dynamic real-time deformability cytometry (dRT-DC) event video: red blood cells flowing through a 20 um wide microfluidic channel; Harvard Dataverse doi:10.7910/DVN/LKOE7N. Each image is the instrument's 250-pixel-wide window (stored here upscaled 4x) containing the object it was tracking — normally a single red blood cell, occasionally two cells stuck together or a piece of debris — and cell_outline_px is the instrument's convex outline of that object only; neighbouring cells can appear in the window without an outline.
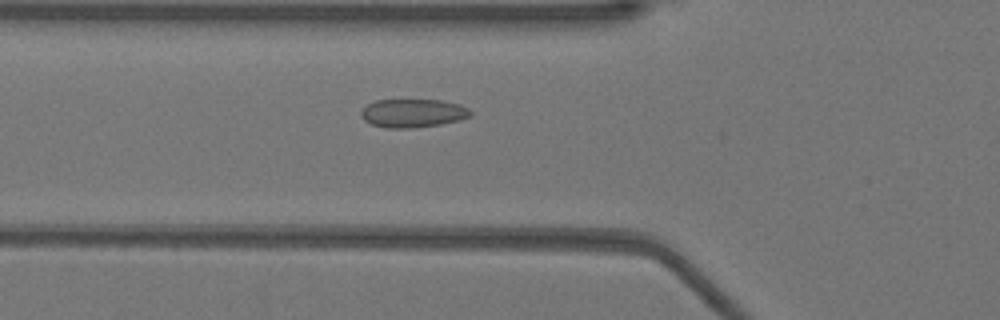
{"species": "Egyptian fruit bat (a non-hibernating species)", "species_latin": "Rousettus aegyptiacus", "temperature_condition": "warm", "stored_images_in_passage": 45, "camera_frame_rate_fps": 3000, "um_per_image_px": 0.085, "animal": {"sex": "female"}, "frame": {"image": 1, "passage_image": 12, "time_ms": 3.667, "image_size_px": [1000, 320], "cell_outline_px": [[472, 116], [460, 120], [440, 124], [412, 128], [384, 128], [372, 124], [364, 120], [360, 116], [360, 112], [368, 104], [376, 100], [444, 100], [460, 104], [468, 108], [472, 112]], "centroid_in_image_um": [35.12, 9.62], "position_along_channel_um": 90.7, "area_um2": 18.26}}
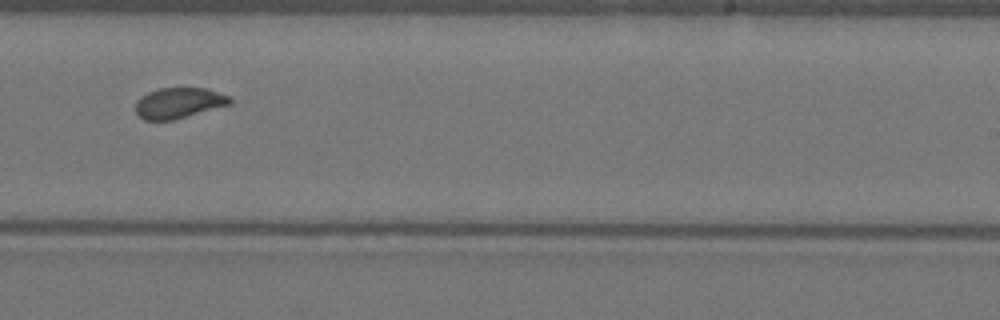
{"frame": {"image": 2, "passage_image": 26, "time_ms": 8.333, "image_size_px": [1000, 320], "cell_outline_px": [[232, 104], [172, 120], [144, 120], [136, 112], [136, 100], [140, 96], [156, 88], [204, 88], [228, 96], [232, 100]], "centroid_in_image_um": [15.16, 8.75], "position_along_channel_um": 273.8, "area_um2": 16.76}}
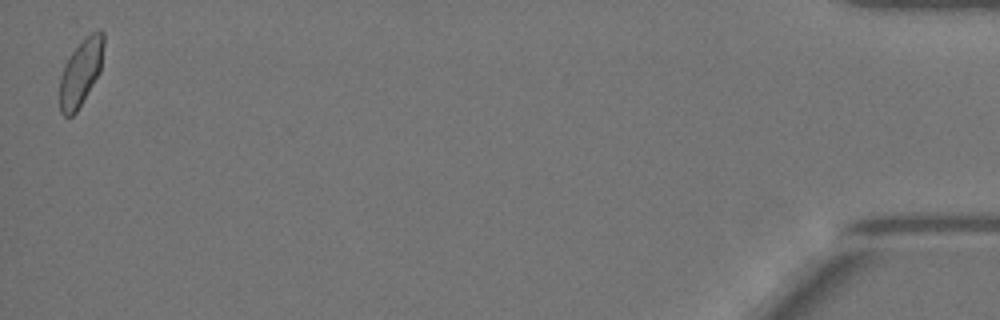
{"frame": {"image": 3, "passage_image": 45, "time_ms": 14.667, "image_size_px": [1000, 320], "cell_outline_px": [[104, 44], [100, 72], [76, 112], [72, 116], [64, 116], [60, 112], [60, 76], [64, 64], [72, 52], [92, 32], [104, 32]], "centroid_in_image_um": [6.85, 6.19], "position_along_channel_um": 428.3, "area_um2": 16.7}}